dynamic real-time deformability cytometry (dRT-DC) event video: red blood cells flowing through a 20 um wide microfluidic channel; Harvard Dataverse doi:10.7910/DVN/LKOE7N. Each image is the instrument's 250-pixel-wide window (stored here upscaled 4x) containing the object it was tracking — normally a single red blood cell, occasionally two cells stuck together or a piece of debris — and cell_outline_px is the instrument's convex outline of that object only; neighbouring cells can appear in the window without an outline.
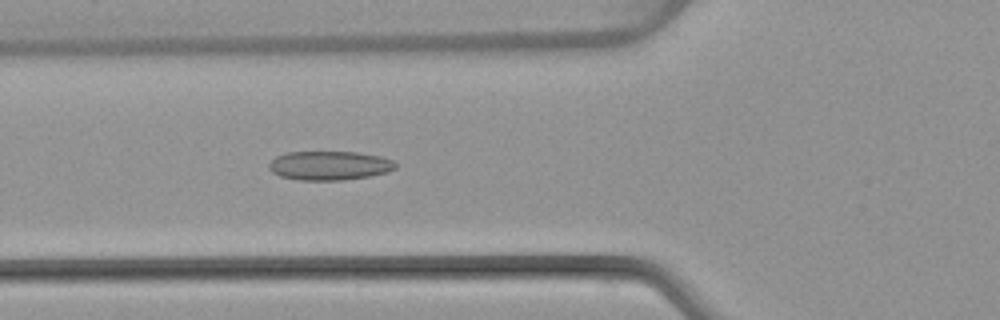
{"species": "common noctule bat (a hibernating species)", "species_latin": "Nyctalus noctula", "temperature_condition": "warm", "stored_images_in_passage": 48, "camera_frame_rate_fps": 3000, "um_per_image_px": 0.085, "animal": {"sex": "female", "body_mass_g": 22.7, "forearm_length_mm": 54.2}, "frame": {"image": 1, "passage_image": 17, "time_ms": 5.333, "image_size_px": [1000, 320], "cell_outline_px": [[396, 168], [388, 172], [368, 176], [344, 180], [300, 180], [280, 176], [272, 172], [268, 168], [268, 164], [276, 156], [288, 152], [356, 152], [380, 156], [392, 160], [396, 164]], "centroid_in_image_um": [27.99, 14.07], "position_along_channel_um": 97.8, "area_um2": 21.39}}
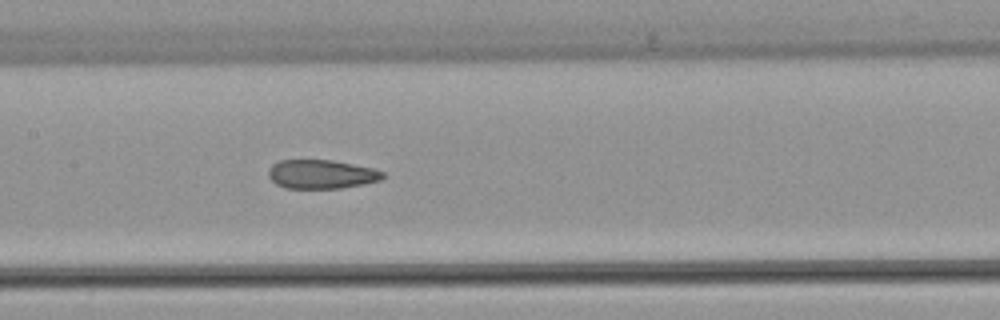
{"frame": {"image": 2, "passage_image": 23, "time_ms": 7.333, "image_size_px": [1000, 320], "cell_outline_px": [[384, 176], [380, 180], [364, 184], [340, 188], [284, 188], [276, 184], [268, 176], [268, 168], [272, 164], [280, 160], [332, 160], [372, 168], [384, 172]], "centroid_in_image_um": [27.29, 14.81], "position_along_channel_um": 180.1, "area_um2": 19.25}}
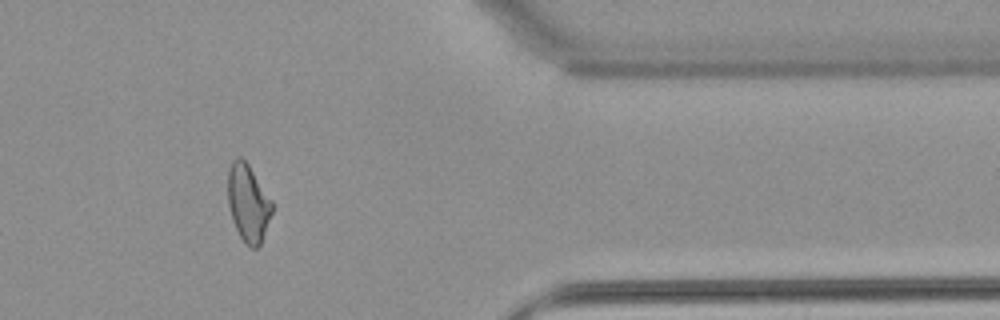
{"frame": {"image": 3, "passage_image": 40, "time_ms": 13.0, "image_size_px": [1000, 320], "cell_outline_px": [[272, 212], [260, 244], [256, 248], [252, 248], [244, 244], [232, 220], [228, 204], [228, 168], [232, 160], [236, 156], [240, 156], [248, 164], [272, 200]], "centroid_in_image_um": [21.07, 17.24], "position_along_channel_um": 390.3, "area_um2": 19.88}, "authors_computed_cell_mechanics": {"area_um2": 20.7791, "velocity_mm_per_s": 4.0895, "shape_relaxation_time_tau1_ms": null, "shape_relaxation_time_tau2_ms": 1.6443, "deformation_change_tau1": null, "deformation_change_tau2": 0.0794}}